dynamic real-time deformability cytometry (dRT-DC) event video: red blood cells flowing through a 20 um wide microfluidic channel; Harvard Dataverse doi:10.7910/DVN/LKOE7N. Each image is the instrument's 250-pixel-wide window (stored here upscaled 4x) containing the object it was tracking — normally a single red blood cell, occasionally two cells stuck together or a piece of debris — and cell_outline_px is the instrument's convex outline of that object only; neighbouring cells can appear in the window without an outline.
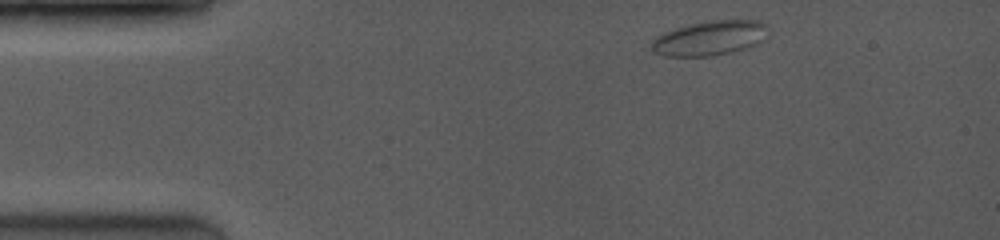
{"species": "common noctule bat (a hibernating species)", "species_latin": "Nyctalus noctula", "temperature_condition": "room temperature", "stored_images_in_passage": 3, "camera_frame_rate_fps": 3500, "um_per_image_px": 0.085, "animal": {"sex": "female", "body_mass_g": 19.0, "forearm_length_mm": 53.3}, "frame": {"image": 1, "passage_image": 1, "time_ms": 0.0, "image_size_px": [1000, 240], "cell_outline_px": [[768, 28], [764, 40], [752, 48], [712, 56], [664, 56], [652, 52], [648, 48], [652, 40], [656, 36], [692, 24], [712, 20], [760, 20], [768, 24]], "centroid_in_image_um": [60.38, 3.26], "position_along_channel_um": 24.6, "area_um2": 23.81}}